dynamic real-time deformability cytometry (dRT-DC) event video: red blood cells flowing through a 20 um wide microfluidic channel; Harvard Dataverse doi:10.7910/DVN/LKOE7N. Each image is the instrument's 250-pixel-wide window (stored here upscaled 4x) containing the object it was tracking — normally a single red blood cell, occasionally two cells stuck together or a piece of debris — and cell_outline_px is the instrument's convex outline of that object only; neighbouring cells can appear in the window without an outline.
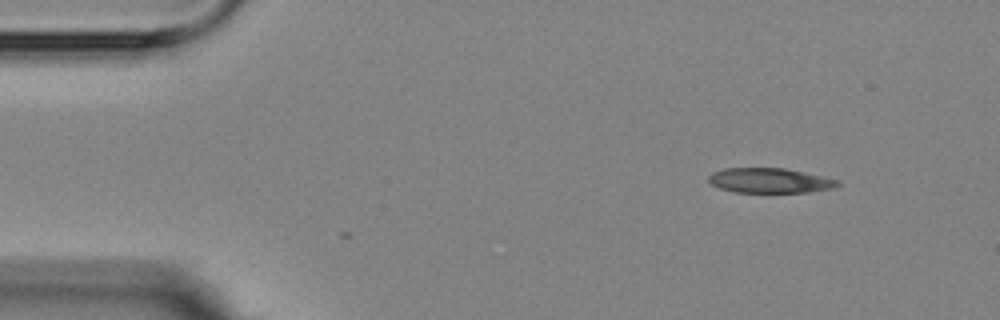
{"species": "Egyptian fruit bat (a non-hibernating species)", "species_latin": "Rousettus aegyptiacus", "temperature_condition": "room temperature", "stored_images_in_passage": 2, "camera_frame_rate_fps": 3000, "um_per_image_px": 0.085, "animal": {"sex": "female"}, "frame": {"image": 1, "passage_image": 2, "time_ms": 1.333, "image_size_px": [1000, 320], "cell_outline_px": [[840, 184], [836, 188], [808, 192], [732, 192], [720, 188], [712, 184], [708, 180], [708, 176], [712, 172], [724, 168], [784, 168], [840, 180]], "centroid_in_image_um": [65.43, 15.35], "position_along_channel_um": 19.6, "area_um2": 18.73}}